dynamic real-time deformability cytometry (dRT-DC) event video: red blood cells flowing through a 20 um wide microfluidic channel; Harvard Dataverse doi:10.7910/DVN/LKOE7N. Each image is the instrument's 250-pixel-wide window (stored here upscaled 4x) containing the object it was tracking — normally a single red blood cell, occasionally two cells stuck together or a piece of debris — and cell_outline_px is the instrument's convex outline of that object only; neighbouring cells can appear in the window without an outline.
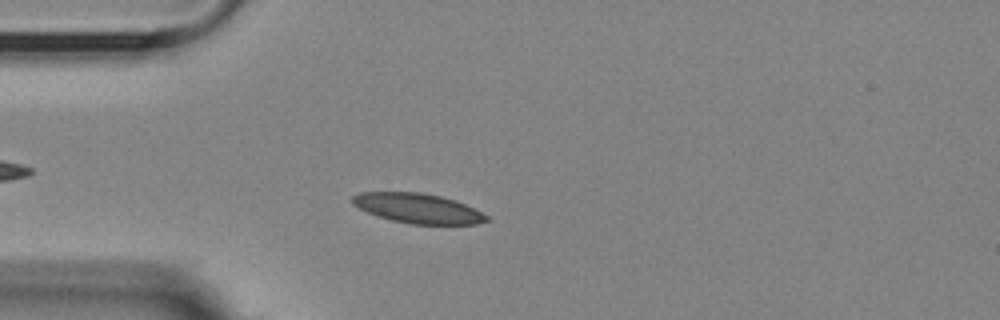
{"species": "Egyptian fruit bat (a non-hibernating species)", "species_latin": "Rousettus aegyptiacus", "temperature_condition": "room temperature", "stored_images_in_passage": 53, "camera_frame_rate_fps": 3000, "um_per_image_px": 0.085, "animal": {"sex": "female"}, "frame": {"image": 1, "passage_image": 12, "time_ms": 3.667, "image_size_px": [1000, 320], "cell_outline_px": [[488, 220], [476, 224], [408, 224], [392, 220], [368, 212], [352, 204], [352, 196], [360, 192], [420, 192], [440, 196], [464, 204], [488, 216]], "centroid_in_image_um": [35.49, 17.7], "position_along_channel_um": 49.5, "area_um2": 22.89}}
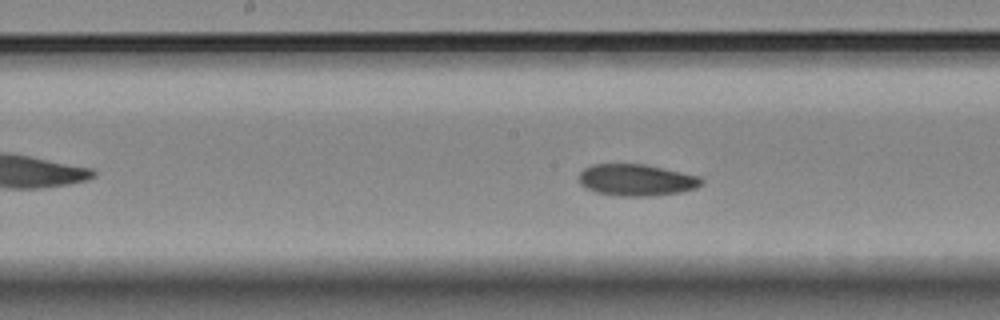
{"frame": {"image": 2, "passage_image": 25, "time_ms": 8.0, "image_size_px": [1000, 320], "cell_outline_px": [[704, 184], [696, 188], [680, 192], [648, 196], [616, 196], [596, 192], [584, 188], [580, 184], [580, 172], [584, 168], [592, 164], [644, 164], [700, 176], [704, 180]], "centroid_in_image_um": [54.1, 15.3], "position_along_channel_um": 194.1, "area_um2": 22.72}}
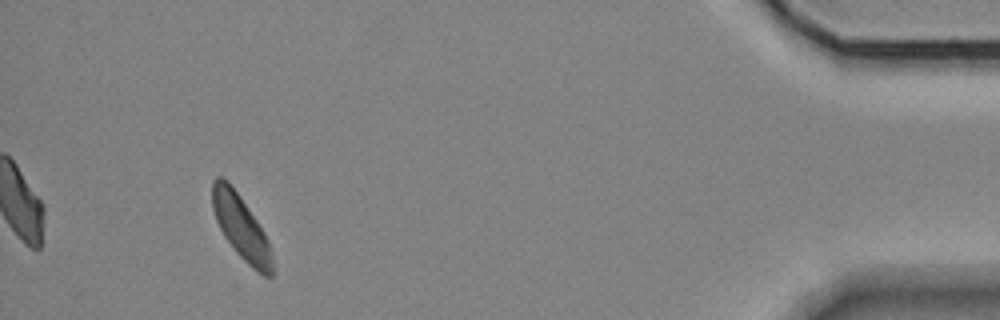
{"frame": {"image": 3, "passage_image": 49, "time_ms": 16.0, "image_size_px": [1000, 320], "cell_outline_px": [[272, 276], [264, 276], [252, 268], [236, 252], [224, 236], [216, 220], [212, 208], [212, 180], [216, 176], [220, 176], [228, 180], [240, 196], [264, 232], [268, 240], [272, 260]], "centroid_in_image_um": [20.46, 19.28], "position_along_channel_um": 414.7, "area_um2": 22.14}, "authors_computed_cell_mechanics": {"area_um2": 22.542, "velocity_mm_per_s": 3.5772, "shape_relaxation_time_tau1_ms": 7.2403, "shape_relaxation_time_tau2_ms": null, "deformation_change_tau1": 0.1285, "deformation_change_tau2": null}}